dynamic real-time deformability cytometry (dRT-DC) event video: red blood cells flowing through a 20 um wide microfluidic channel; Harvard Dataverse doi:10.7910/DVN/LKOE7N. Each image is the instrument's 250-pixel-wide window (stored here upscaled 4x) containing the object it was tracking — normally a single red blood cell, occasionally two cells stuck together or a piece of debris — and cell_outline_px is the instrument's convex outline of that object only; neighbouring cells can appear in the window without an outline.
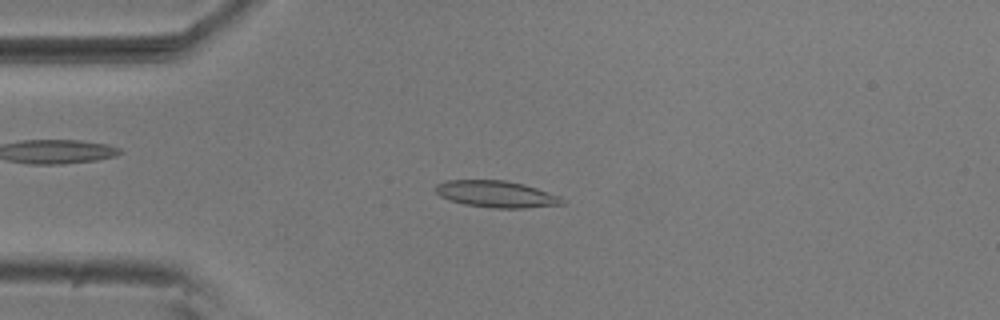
{"species": "common noctule bat (a hibernating species)", "species_latin": "Nyctalus noctula", "temperature_condition": "room temperature", "stored_images_in_passage": 53, "camera_frame_rate_fps": 3000, "um_per_image_px": 0.085, "animal": {"sex": "male", "body_mass_g": 20.5, "forearm_length_mm": 52.5}, "frame": {"image": 1, "passage_image": 12, "time_ms": 3.667, "image_size_px": [1000, 320], "cell_outline_px": [[568, 200], [564, 204], [524, 208], [492, 208], [464, 204], [448, 200], [440, 196], [436, 192], [436, 184], [448, 180], [504, 180], [524, 184], [560, 196]], "centroid_in_image_um": [42.21, 16.5], "position_along_channel_um": 42.8, "area_um2": 19.77}}
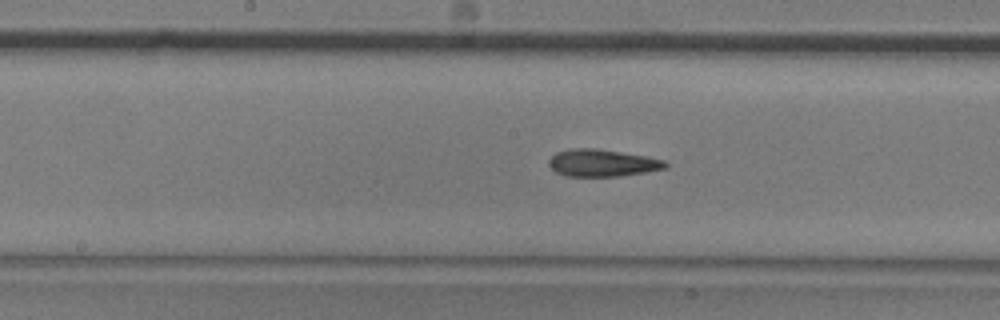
{"frame": {"image": 2, "passage_image": 26, "time_ms": 8.333, "image_size_px": [1000, 320], "cell_outline_px": [[668, 168], [620, 176], [564, 176], [556, 172], [548, 164], [548, 160], [556, 152], [568, 148], [596, 148], [648, 156], [664, 160], [668, 164]], "centroid_in_image_um": [51.19, 13.84], "position_along_channel_um": 197.0, "area_um2": 18.61}}
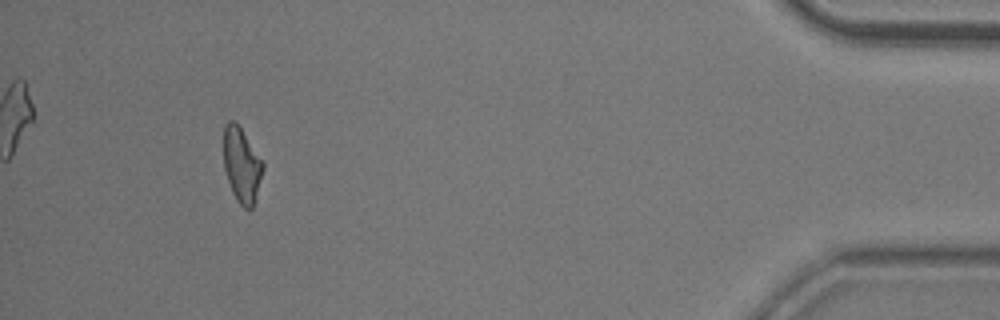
{"frame": {"image": 3, "passage_image": 49, "time_ms": 16.0, "image_size_px": [1000, 320], "cell_outline_px": [[264, 168], [256, 196], [252, 208], [244, 208], [236, 200], [232, 192], [224, 168], [224, 124], [228, 120], [232, 120], [240, 128], [264, 160]], "centroid_in_image_um": [20.56, 14.02], "position_along_channel_um": 414.6, "area_um2": 17.11}, "authors_computed_cell_mechanics": {"area_um2": 18.3226, "velocity_mm_per_s": 3.7121, "shape_relaxation_time_tau1_ms": 9.2274, "shape_relaxation_time_tau2_ms": 4.2562, "deformation_change_tau1": 0.2082, "deformation_change_tau2": 0.1389}}